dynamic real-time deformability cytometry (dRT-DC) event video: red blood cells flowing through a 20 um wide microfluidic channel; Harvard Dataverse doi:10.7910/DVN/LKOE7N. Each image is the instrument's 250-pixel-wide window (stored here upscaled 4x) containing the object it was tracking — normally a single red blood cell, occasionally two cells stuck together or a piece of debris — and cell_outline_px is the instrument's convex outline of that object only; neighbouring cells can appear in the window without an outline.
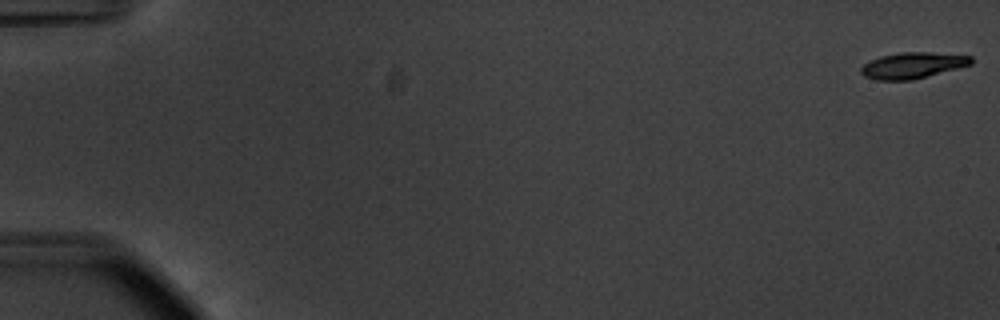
{"species": "common noctule bat (a hibernating species)", "species_latin": "Nyctalus noctula", "temperature_condition": "warm", "stored_images_in_passage": 56, "camera_frame_rate_fps": 3000, "um_per_image_px": 0.085, "animal": {"sex": "male", "body_mass_g": 20.1, "forearm_length_mm": 53.5}, "frame": {"image": 1, "passage_image": 1, "time_ms": 0.0, "image_size_px": [1000, 320], "cell_outline_px": [[972, 64], [912, 80], [876, 80], [864, 76], [860, 72], [860, 68], [864, 64], [880, 56], [900, 52], [928, 52], [972, 56]], "centroid_in_image_um": [77.55, 5.56], "position_along_channel_um": 7.5, "area_um2": 16.59}}
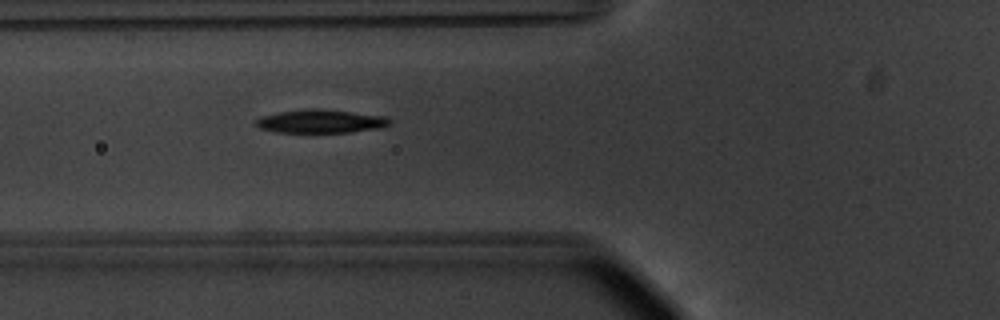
{"frame": {"image": 2, "passage_image": 22, "time_ms": 7.0, "image_size_px": [1000, 320], "cell_outline_px": [[392, 120], [388, 124], [380, 128], [352, 132], [276, 132], [260, 128], [252, 124], [260, 116], [280, 112], [308, 108], [320, 108], [384, 116]], "centroid_in_image_um": [27.22, 10.3], "position_along_channel_um": 98.6, "area_um2": 18.26}}
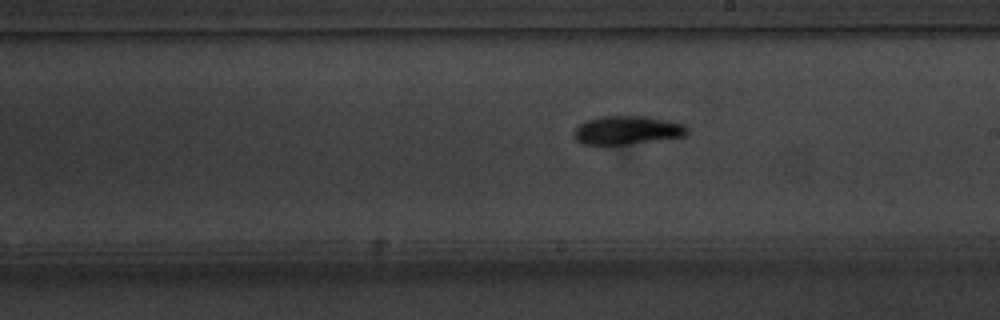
{"frame": {"image": 3, "passage_image": 33, "time_ms": 10.667, "image_size_px": [1000, 320], "cell_outline_px": [[688, 132], [684, 136], [608, 148], [600, 148], [584, 144], [576, 140], [572, 132], [580, 124], [588, 120], [604, 116], [648, 116], [684, 124], [688, 128]], "centroid_in_image_um": [53.25, 11.12], "position_along_channel_um": 235.7, "area_um2": 19.59}, "authors_computed_cell_mechanics": {"area_um2": 18.0914, "velocity_mm_per_s": 3.7322, "shape_relaxation_time_tau1_ms": 2.7571, "shape_relaxation_time_tau2_ms": 8.0421, "deformation_change_tau1": 0.1502, "deformation_change_tau2": 0.1252}}